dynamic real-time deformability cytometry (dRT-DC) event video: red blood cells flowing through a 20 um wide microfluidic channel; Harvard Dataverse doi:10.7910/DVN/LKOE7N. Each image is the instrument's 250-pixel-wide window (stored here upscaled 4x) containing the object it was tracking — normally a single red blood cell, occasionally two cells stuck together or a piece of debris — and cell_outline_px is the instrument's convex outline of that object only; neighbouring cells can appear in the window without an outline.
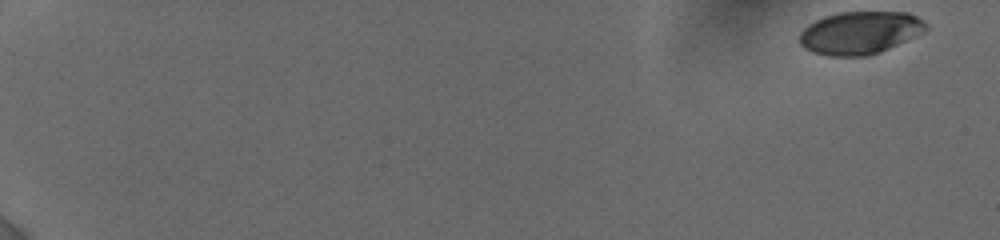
{"species": "human", "species_latin": "Homo sapiens", "temperature_condition": "cold", "stored_images_in_passage": 14, "camera_frame_rate_fps": 3000, "um_per_image_px": 0.085, "donor": {"sex": "female"}, "frame": {"image": 1, "passage_image": 1, "time_ms": 0.0, "image_size_px": [1000, 240], "cell_outline_px": [[928, 28], [924, 32], [880, 52], [868, 56], [828, 56], [812, 52], [804, 48], [800, 44], [800, 32], [808, 24], [824, 16], [840, 12], [908, 12], [924, 20]], "centroid_in_image_um": [73.09, 2.78], "position_along_channel_um": 11.9, "area_um2": 31.56}}
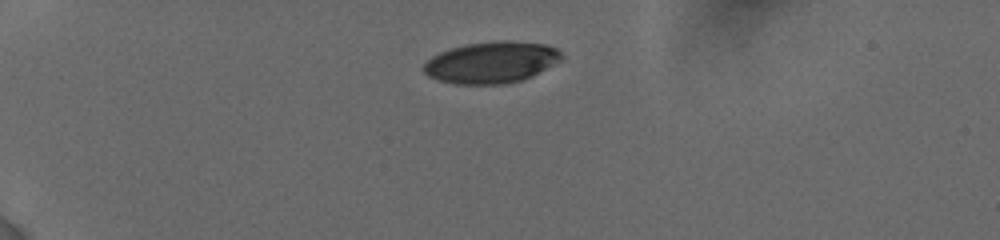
{"frame": {"image": 2, "passage_image": 8, "time_ms": 4.667, "image_size_px": [1000, 240], "cell_outline_px": [[564, 56], [560, 60], [532, 76], [520, 80], [504, 84], [456, 84], [440, 80], [428, 76], [424, 72], [424, 64], [432, 56], [440, 52], [464, 44], [500, 40], [504, 40], [548, 44], [556, 48]], "centroid_in_image_um": [41.78, 5.29], "position_along_channel_um": 43.2, "area_um2": 33.18}}
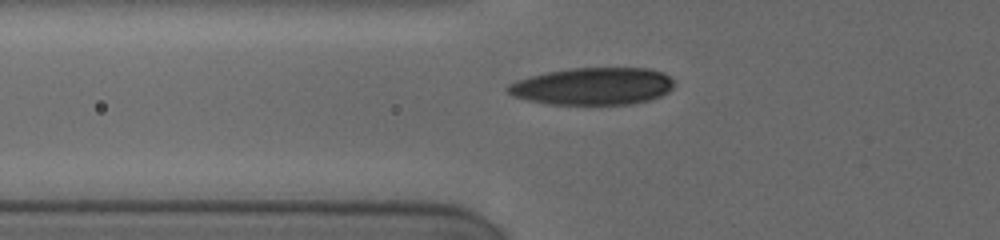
{"frame": {"image": 3, "passage_image": 12, "time_ms": 7.0, "image_size_px": [1000, 240], "cell_outline_px": [[672, 88], [668, 92], [660, 96], [648, 100], [632, 104], [548, 104], [528, 100], [516, 96], [508, 92], [504, 88], [508, 84], [516, 80], [544, 72], [568, 68], [648, 68], [664, 72], [672, 80]], "centroid_in_image_um": [50.36, 7.32], "position_along_channel_um": 75.4, "area_um2": 36.18}}